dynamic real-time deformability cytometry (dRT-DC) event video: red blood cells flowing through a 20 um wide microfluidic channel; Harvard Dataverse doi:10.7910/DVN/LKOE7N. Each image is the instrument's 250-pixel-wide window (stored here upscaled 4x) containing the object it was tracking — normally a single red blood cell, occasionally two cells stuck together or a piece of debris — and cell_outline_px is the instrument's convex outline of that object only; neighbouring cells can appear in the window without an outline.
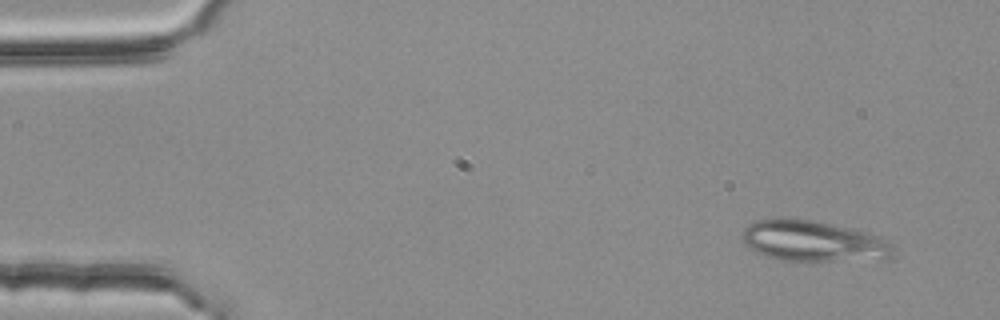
{"species": "common noctule bat (a hibernating species)", "species_latin": "Nyctalus noctula", "temperature_condition": "room temperature", "stored_images_in_passage": 4, "camera_frame_rate_fps": 3000, "um_per_image_px": 0.085, "animal": {"sex": "female", "body_mass_g": 25.1}, "frame": {"image": 1, "passage_image": 1, "time_ms": 0.0, "image_size_px": [1000, 320], "cell_outline_px": [[892, 256], [884, 260], [780, 260], [756, 252], [748, 248], [744, 244], [744, 228], [748, 224], [756, 220], [812, 220], [848, 228], [880, 236], [888, 240], [892, 244]], "centroid_in_image_um": [69.17, 20.52], "position_along_channel_um": 15.8, "area_um2": 35.2}}